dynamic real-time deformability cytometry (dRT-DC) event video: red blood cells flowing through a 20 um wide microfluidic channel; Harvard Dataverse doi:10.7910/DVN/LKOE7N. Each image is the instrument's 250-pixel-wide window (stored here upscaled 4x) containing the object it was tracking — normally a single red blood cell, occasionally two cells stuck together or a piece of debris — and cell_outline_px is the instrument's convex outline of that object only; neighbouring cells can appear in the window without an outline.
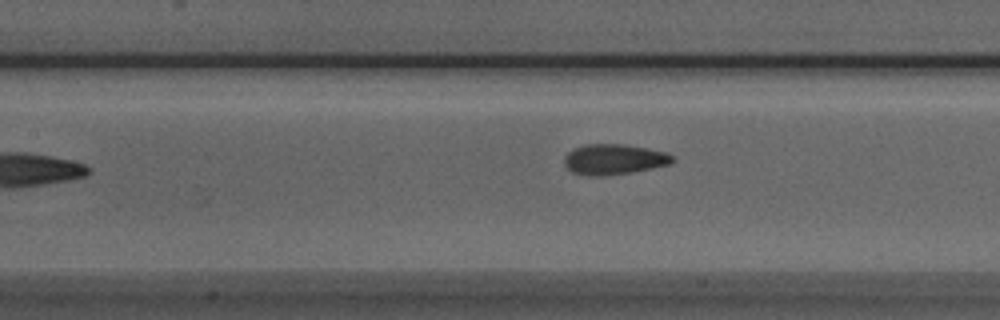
{"species": "Egyptian fruit bat (a non-hibernating species)", "species_latin": "Rousettus aegyptiacus", "temperature_condition": "room temperature", "stored_images_in_passage": 34, "camera_frame_rate_fps": 3000, "um_per_image_px": 0.085, "animal": {"sex": "male"}, "frame": {"image": 1, "passage_image": 8, "time_ms": 2.333, "image_size_px": [1000, 320], "cell_outline_px": [[676, 160], [668, 164], [632, 172], [596, 176], [588, 176], [572, 172], [564, 164], [564, 156], [572, 148], [584, 144], [624, 144], [668, 152]], "centroid_in_image_um": [52.15, 13.53], "position_along_channel_um": 155.2, "area_um2": 19.19}}
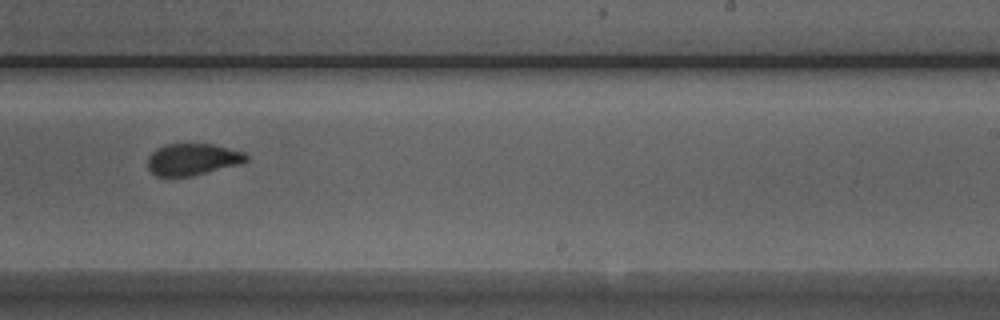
{"frame": {"image": 2, "passage_image": 17, "time_ms": 5.333, "image_size_px": [1000, 320], "cell_outline_px": [[248, 160], [240, 164], [192, 176], [156, 176], [148, 168], [148, 156], [156, 148], [164, 144], [212, 144], [244, 152], [248, 156]], "centroid_in_image_um": [16.36, 13.54], "position_along_channel_um": 272.6, "area_um2": 18.21}}
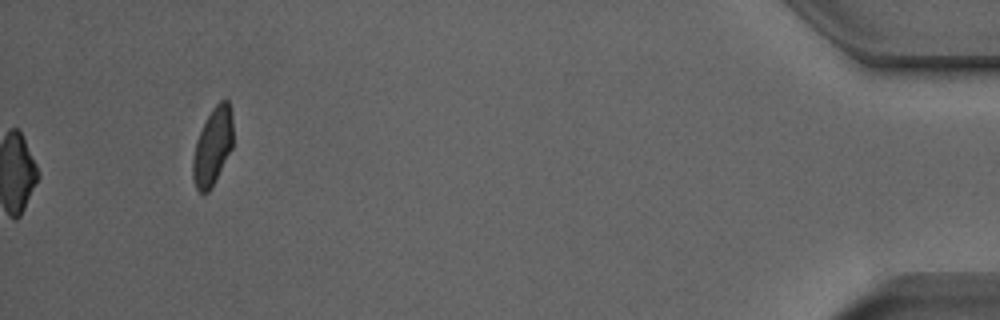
{"frame": {"image": 3, "passage_image": 34, "time_ms": 11.0, "image_size_px": [1000, 320], "cell_outline_px": [[232, 148], [208, 192], [200, 192], [196, 188], [192, 176], [192, 160], [196, 140], [212, 108], [220, 100], [228, 100], [232, 112]], "centroid_in_image_um": [18.07, 12.42], "position_along_channel_um": 417.1, "area_um2": 17.8}, "authors_computed_cell_mechanics": {"area_um2": 19.4208, "velocity_mm_per_s": 3.925, "shape_relaxation_time_tau1_ms": 4.3619, "shape_relaxation_time_tau2_ms": null, "deformation_change_tau1": 0.1249, "deformation_change_tau2": null}}